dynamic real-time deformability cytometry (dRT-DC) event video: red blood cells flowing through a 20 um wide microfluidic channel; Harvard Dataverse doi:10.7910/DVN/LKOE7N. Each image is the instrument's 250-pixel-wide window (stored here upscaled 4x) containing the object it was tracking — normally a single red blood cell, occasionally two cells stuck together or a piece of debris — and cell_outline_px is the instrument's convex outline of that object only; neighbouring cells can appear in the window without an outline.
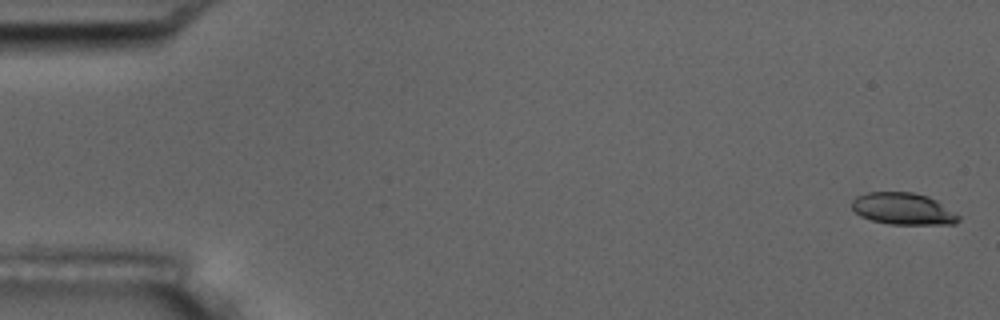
{"species": "common noctule bat (a hibernating species)", "species_latin": "Nyctalus noctula", "temperature_condition": "room temperature", "stored_images_in_passage": 5, "camera_frame_rate_fps": 3000, "um_per_image_px": 0.085, "animal": {"sex": "male", "body_mass_g": 17.5, "forearm_length_mm": 52.3}, "frame": {"image": 1, "passage_image": 1, "time_ms": 0.0, "image_size_px": [1000, 320], "cell_outline_px": [[960, 220], [956, 224], [888, 224], [872, 220], [860, 216], [852, 208], [852, 200], [856, 196], [868, 192], [912, 192], [928, 196], [936, 200], [960, 216]], "centroid_in_image_um": [76.76, 17.75], "position_along_channel_um": 8.2, "area_um2": 19.77}}
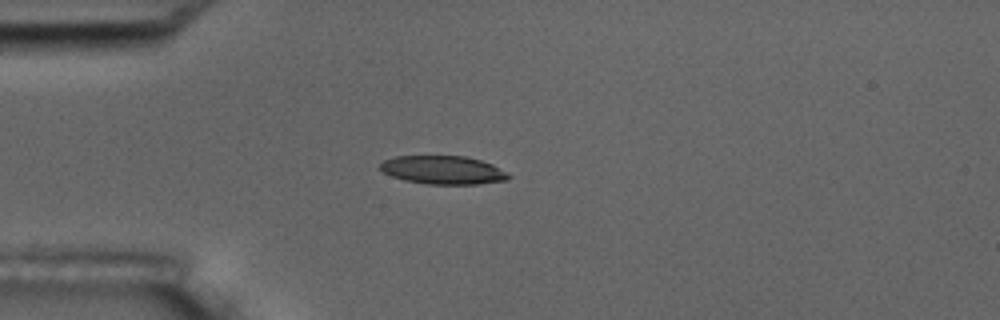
{"frame": {"image": 2, "passage_image": 5, "time_ms": 4.667, "image_size_px": [1000, 320], "cell_outline_px": [[512, 176], [508, 180], [476, 184], [424, 184], [404, 180], [392, 176], [384, 172], [380, 168], [380, 164], [384, 160], [396, 156], [464, 156], [480, 160], [492, 164], [508, 172]], "centroid_in_image_um": [37.69, 14.45], "position_along_channel_um": 47.3, "area_um2": 21.27}}